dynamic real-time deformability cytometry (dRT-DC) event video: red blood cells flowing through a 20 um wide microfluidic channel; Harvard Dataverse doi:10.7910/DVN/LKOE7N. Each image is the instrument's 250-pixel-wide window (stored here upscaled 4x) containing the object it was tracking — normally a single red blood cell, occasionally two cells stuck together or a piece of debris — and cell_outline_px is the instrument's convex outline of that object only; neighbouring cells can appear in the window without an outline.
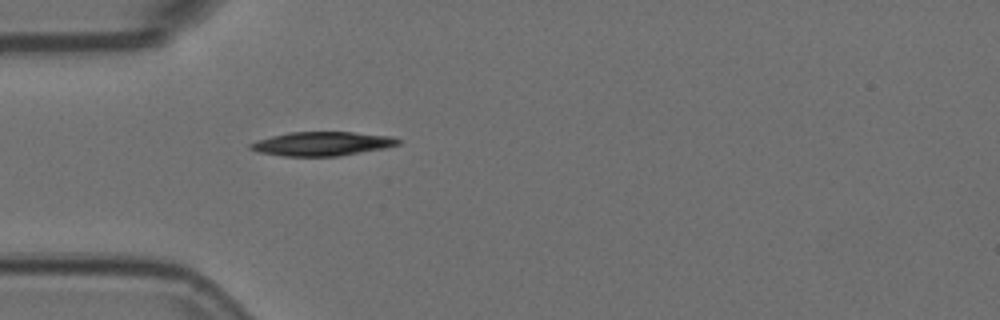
{"species": "Egyptian fruit bat (a non-hibernating species)", "species_latin": "Rousettus aegyptiacus", "temperature_condition": "room temperature", "stored_images_in_passage": 39, "camera_frame_rate_fps": 3000, "um_per_image_px": 0.085, "animal": {"sex": "female"}, "frame": {"image": 1, "passage_image": 1, "time_ms": 0.0, "image_size_px": [1000, 320], "cell_outline_px": [[400, 144], [384, 148], [340, 156], [284, 156], [260, 152], [248, 148], [248, 144], [256, 140], [288, 132], [352, 132], [392, 136], [400, 140]], "centroid_in_image_um": [27.36, 12.21], "position_along_channel_um": 57.6, "area_um2": 20.63}}
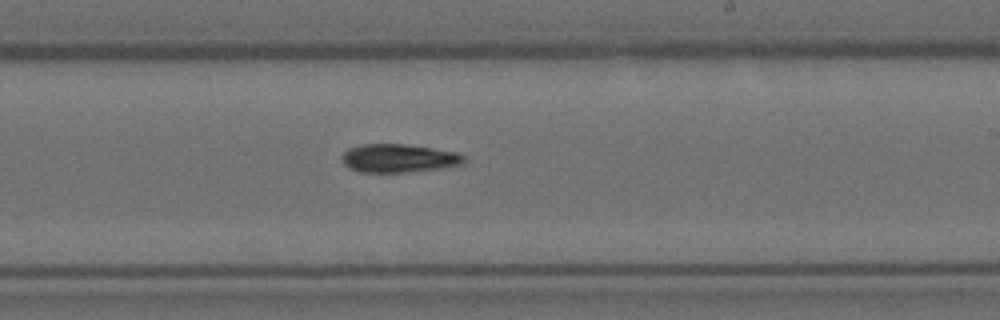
{"frame": {"image": 2, "passage_image": 17, "time_ms": 5.333, "image_size_px": [1000, 320], "cell_outline_px": [[464, 164], [444, 168], [404, 172], [360, 172], [344, 164], [344, 152], [348, 148], [364, 144], [404, 144], [432, 148], [456, 152], [464, 156]], "centroid_in_image_um": [33.93, 13.45], "position_along_channel_um": 255.1, "area_um2": 19.94}}
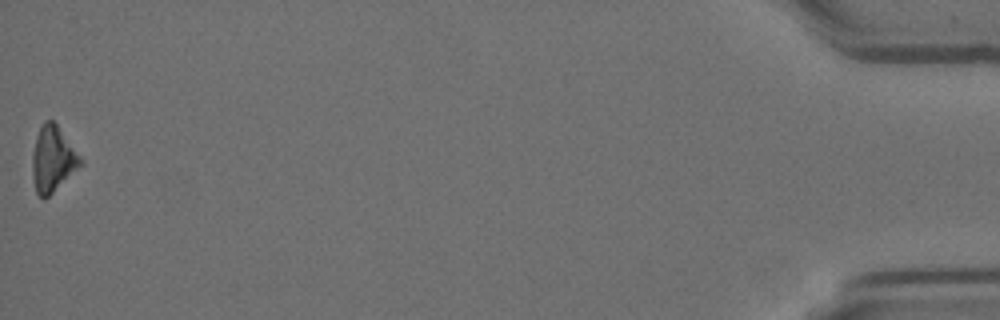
{"frame": {"image": 3, "passage_image": 39, "time_ms": 12.667, "image_size_px": [1000, 320], "cell_outline_px": [[84, 164], [48, 196], [40, 196], [36, 192], [32, 176], [32, 152], [36, 136], [44, 120], [52, 120], [56, 124], [84, 160]], "centroid_in_image_um": [4.5, 13.51], "position_along_channel_um": 430.7, "area_um2": 18.32}, "authors_computed_cell_mechanics": {"area_um2": 20.1722, "velocity_mm_per_s": 3.7585, "shape_relaxation_time_tau1_ms": 2.2456, "shape_relaxation_time_tau2_ms": null, "deformation_change_tau1": 0.1097, "deformation_change_tau2": null}}